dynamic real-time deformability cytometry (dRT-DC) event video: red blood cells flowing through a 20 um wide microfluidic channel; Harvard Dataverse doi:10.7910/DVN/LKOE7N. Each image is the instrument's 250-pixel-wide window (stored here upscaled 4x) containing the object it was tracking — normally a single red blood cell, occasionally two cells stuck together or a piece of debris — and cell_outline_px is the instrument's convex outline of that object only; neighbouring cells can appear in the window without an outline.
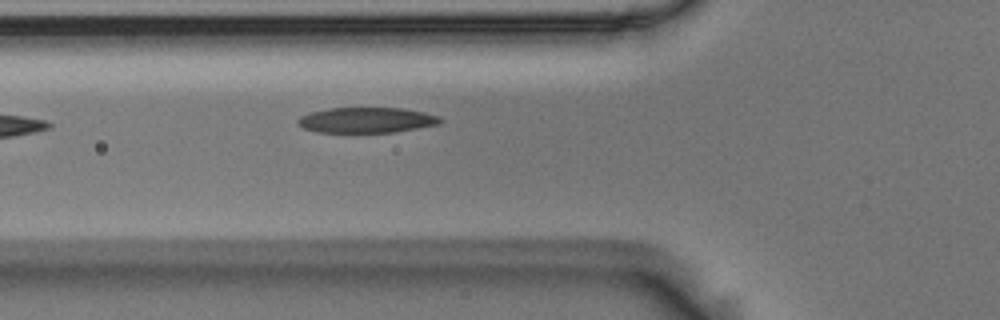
{"species": "Egyptian fruit bat (a non-hibernating species)", "species_latin": "Rousettus aegyptiacus", "temperature_condition": "room temperature", "stored_images_in_passage": 2, "camera_frame_rate_fps": 3000, "um_per_image_px": 0.085, "animal": {"sex": "male"}, "frame": {"image": 1, "passage_image": 2, "time_ms": 0.333, "image_size_px": [1000, 320], "cell_outline_px": [[444, 120], [440, 124], [396, 132], [316, 132], [304, 128], [296, 124], [296, 120], [300, 116], [312, 112], [328, 108], [400, 108], [424, 112], [440, 116]], "centroid_in_image_um": [31.17, 10.21], "position_along_channel_um": 94.6, "area_um2": 21.21}}